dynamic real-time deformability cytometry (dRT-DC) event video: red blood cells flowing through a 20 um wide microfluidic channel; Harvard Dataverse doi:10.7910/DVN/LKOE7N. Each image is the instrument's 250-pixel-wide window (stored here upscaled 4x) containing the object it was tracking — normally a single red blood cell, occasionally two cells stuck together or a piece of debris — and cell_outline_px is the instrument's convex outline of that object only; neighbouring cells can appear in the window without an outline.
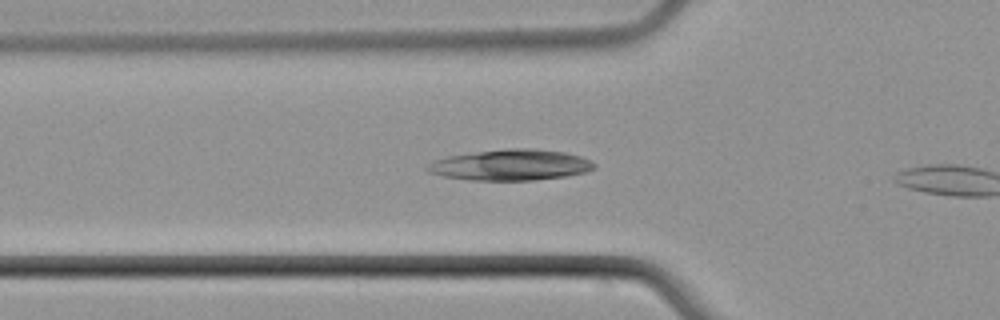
{"species": "common noctule bat (a hibernating species)", "species_latin": "Nyctalus noctula", "temperature_condition": "cold", "stored_images_in_passage": 5, "camera_frame_rate_fps": 3000, "um_per_image_px": 0.085, "animal": {"sex": "male", "body_mass_g": 21.5, "forearm_length_mm": 52.0}, "frame": {"image": 1, "passage_image": 4, "time_ms": 4.333, "image_size_px": [1000, 320], "cell_outline_px": [[596, 168], [588, 172], [568, 176], [532, 180], [468, 180], [444, 176], [428, 172], [424, 168], [428, 164], [436, 160], [448, 156], [508, 148], [532, 148], [564, 152], [580, 156], [592, 160], [596, 164]], "centroid_in_image_um": [43.46, 14.02], "position_along_channel_um": 82.3, "area_um2": 30.11}}